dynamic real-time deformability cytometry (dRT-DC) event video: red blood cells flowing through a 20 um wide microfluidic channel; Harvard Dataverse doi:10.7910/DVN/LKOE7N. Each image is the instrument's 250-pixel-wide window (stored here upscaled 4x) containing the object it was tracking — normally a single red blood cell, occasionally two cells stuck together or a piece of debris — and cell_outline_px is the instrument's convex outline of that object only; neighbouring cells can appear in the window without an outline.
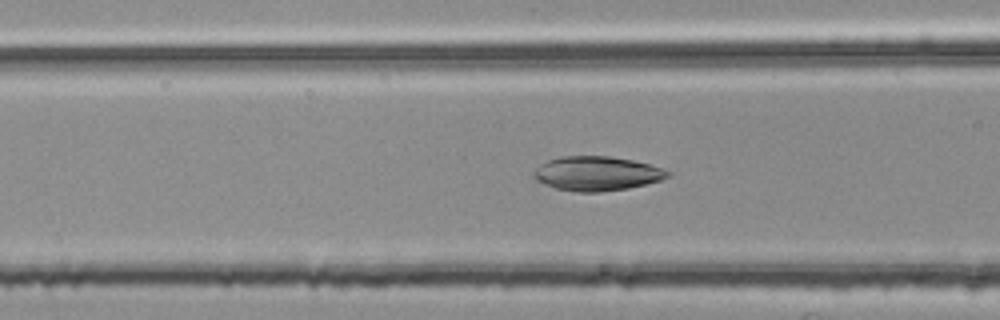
{"species": "common noctule bat (a hibernating species)", "species_latin": "Nyctalus noctula", "temperature_condition": "room temperature", "stored_images_in_passage": 37, "camera_frame_rate_fps": 3000, "um_per_image_px": 0.085, "animal": {"sex": "female", "body_mass_g": 25.1}, "frame": {"image": 1, "passage_image": 15, "time_ms": 4.667, "image_size_px": [1000, 320], "cell_outline_px": [[672, 172], [668, 176], [660, 180], [628, 188], [600, 192], [576, 192], [556, 188], [544, 184], [536, 180], [532, 176], [532, 172], [540, 164], [548, 160], [560, 156], [608, 156], [632, 160], [648, 164]], "centroid_in_image_um": [50.67, 14.75], "position_along_channel_um": 115.9, "area_um2": 26.7}}
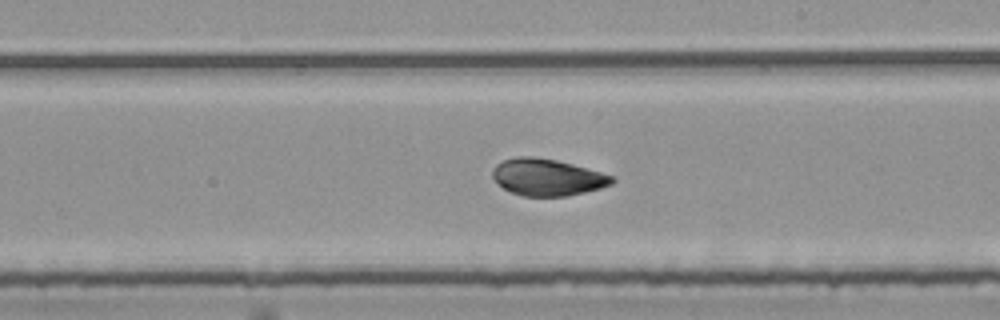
{"frame": {"image": 2, "passage_image": 25, "time_ms": 8.0, "image_size_px": [1000, 320], "cell_outline_px": [[616, 180], [612, 184], [600, 188], [568, 196], [520, 196], [504, 188], [492, 176], [492, 168], [496, 164], [504, 160], [516, 156], [532, 156], [556, 160], [572, 164], [600, 172], [612, 176]], "centroid_in_image_um": [46.51, 15.06], "position_along_channel_um": 242.5, "area_um2": 25.49}}
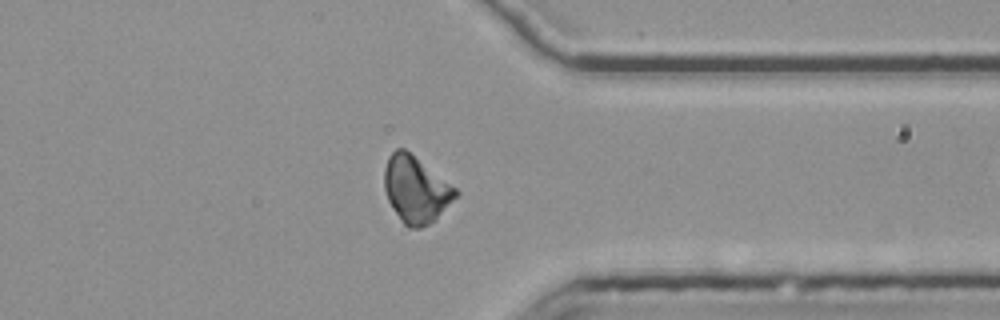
{"frame": {"image": 3, "passage_image": 36, "time_ms": 11.667, "image_size_px": [1000, 320], "cell_outline_px": [[460, 192], [436, 220], [420, 228], [412, 228], [404, 224], [400, 220], [392, 208], [388, 200], [384, 188], [384, 168], [388, 156], [396, 148], [404, 148], [456, 188]], "centroid_in_image_um": [35.33, 16.12], "position_along_channel_um": 376.1, "area_um2": 27.51}}